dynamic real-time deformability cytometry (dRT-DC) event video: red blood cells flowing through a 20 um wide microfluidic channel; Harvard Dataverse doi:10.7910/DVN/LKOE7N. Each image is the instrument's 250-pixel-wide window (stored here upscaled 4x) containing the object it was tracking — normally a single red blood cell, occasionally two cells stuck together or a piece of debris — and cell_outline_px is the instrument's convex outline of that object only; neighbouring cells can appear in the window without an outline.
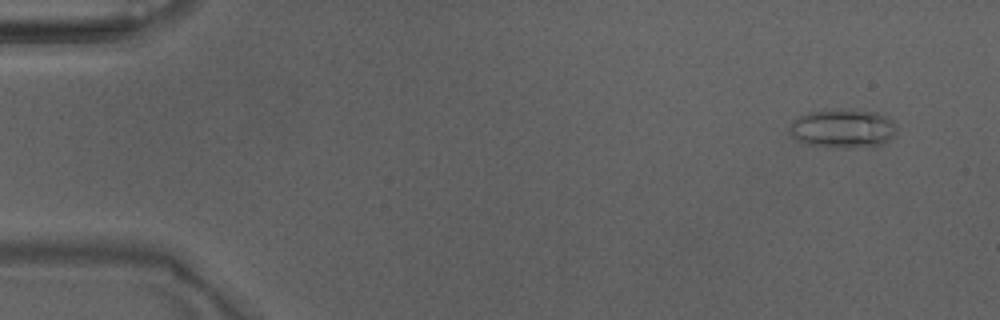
{"species": "Egyptian fruit bat (a non-hibernating species)", "species_latin": "Rousettus aegyptiacus", "temperature_condition": "warm", "stored_images_in_passage": 4, "camera_frame_rate_fps": 3000, "um_per_image_px": 0.085, "animal": {"sex": "male"}, "frame": {"image": 1, "passage_image": 1, "time_ms": 0.0, "image_size_px": [1000, 320], "cell_outline_px": [[896, 136], [884, 144], [844, 148], [840, 148], [804, 144], [796, 140], [788, 128], [800, 116], [808, 112], [876, 112], [888, 116], [892, 120], [896, 128]], "centroid_in_image_um": [71.69, 10.98], "position_along_channel_um": 13.3, "area_um2": 23.47}}